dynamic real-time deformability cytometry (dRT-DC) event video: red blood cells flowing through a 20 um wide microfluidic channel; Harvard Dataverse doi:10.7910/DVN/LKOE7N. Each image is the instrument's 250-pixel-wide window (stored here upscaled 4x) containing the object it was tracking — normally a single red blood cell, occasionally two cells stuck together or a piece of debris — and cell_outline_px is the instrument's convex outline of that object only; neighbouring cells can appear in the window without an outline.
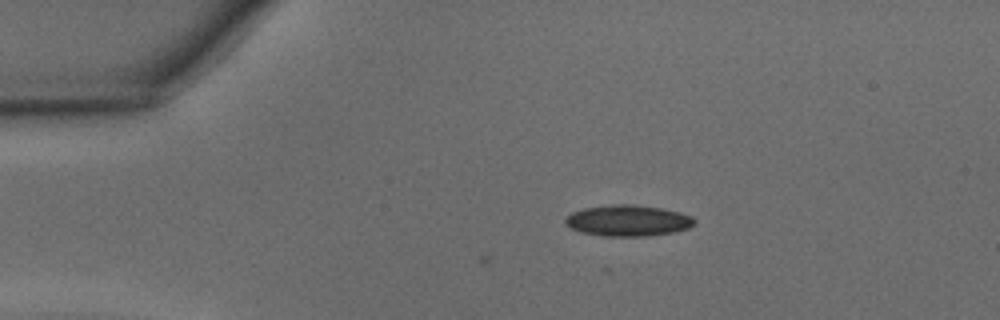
{"species": "common noctule bat (a hibernating species)", "species_latin": "Nyctalus noctula", "temperature_condition": "warm", "stored_images_in_passage": 2, "camera_frame_rate_fps": 3000, "um_per_image_px": 0.085, "animal": {"sex": "male", "body_mass_g": 15.6}, "frame": {"image": 1, "passage_image": 2, "time_ms": 0.333, "image_size_px": [1000, 320], "cell_outline_px": [[696, 224], [688, 228], [672, 232], [648, 236], [604, 236], [580, 232], [564, 224], [564, 220], [572, 212], [584, 208], [616, 204], [632, 204], [660, 208], [680, 212], [692, 216], [696, 220]], "centroid_in_image_um": [53.39, 18.75], "position_along_channel_um": 31.6, "area_um2": 23.41}}